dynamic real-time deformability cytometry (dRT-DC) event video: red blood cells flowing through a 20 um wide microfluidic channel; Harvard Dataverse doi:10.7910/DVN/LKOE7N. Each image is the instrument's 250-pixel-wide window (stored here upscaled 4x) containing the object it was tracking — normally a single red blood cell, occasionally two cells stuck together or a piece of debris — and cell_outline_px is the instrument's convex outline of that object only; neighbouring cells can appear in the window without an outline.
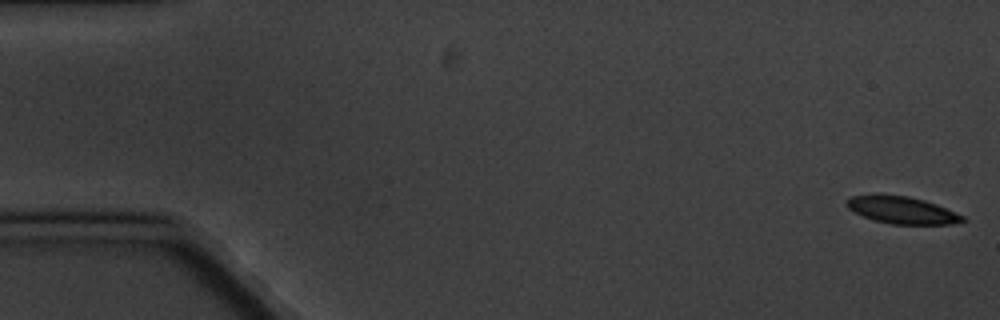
{"species": "common noctule bat (a hibernating species)", "species_latin": "Nyctalus noctula", "temperature_condition": "cold", "stored_images_in_passage": 10, "camera_frame_rate_fps": 3000, "um_per_image_px": 0.085, "animal": {"sex": "male", "body_mass_g": 20.1, "forearm_length_mm": 53.5}, "frame": {"image": 1, "passage_image": 1, "time_ms": 0.0, "image_size_px": [1000, 320], "cell_outline_px": [[968, 220], [952, 224], [892, 224], [876, 220], [864, 216], [848, 208], [844, 204], [848, 196], [876, 192], [908, 196], [924, 200], [936, 204], [964, 216]], "centroid_in_image_um": [76.61, 17.81], "position_along_channel_um": 8.4, "area_um2": 18.73}}